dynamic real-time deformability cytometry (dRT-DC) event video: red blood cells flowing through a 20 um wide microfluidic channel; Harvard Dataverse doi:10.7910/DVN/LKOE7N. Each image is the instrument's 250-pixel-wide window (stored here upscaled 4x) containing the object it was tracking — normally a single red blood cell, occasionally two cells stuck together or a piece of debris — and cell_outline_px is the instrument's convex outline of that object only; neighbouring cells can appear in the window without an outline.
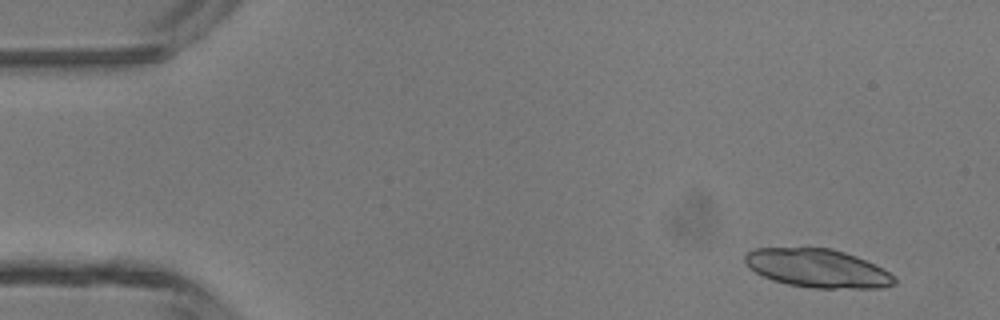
{"species": "common noctule bat (a hibernating species)", "species_latin": "Nyctalus noctula", "temperature_condition": "room temperature", "stored_images_in_passage": 46, "camera_frame_rate_fps": 3000, "um_per_image_px": 0.085, "animal": {"sex": "male", "body_mass_g": 13.3}, "frame": {"image": 1, "passage_image": 3, "time_ms": 0.667, "image_size_px": [1000, 320], "cell_outline_px": [[896, 284], [880, 288], [812, 288], [788, 284], [772, 280], [748, 268], [744, 260], [744, 256], [748, 252], [756, 248], [832, 248], [856, 256], [888, 272], [896, 280]], "centroid_in_image_um": [69.45, 22.81], "position_along_channel_um": 15.5, "area_um2": 33.23}}
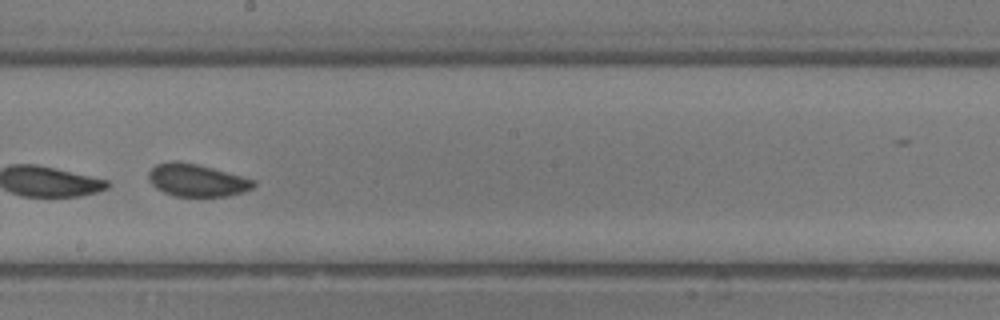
{"frame": {"image": 2, "passage_image": 26, "time_ms": 8.333, "image_size_px": [1000, 320], "cell_outline_px": [[256, 184], [252, 188], [244, 192], [228, 196], [172, 196], [156, 188], [152, 184], [148, 176], [148, 172], [156, 164], [172, 160], [176, 160], [196, 164], [212, 168], [256, 180]], "centroid_in_image_um": [16.72, 15.32], "position_along_channel_um": 231.5, "area_um2": 19.88}, "authors_computed_cell_mechanics": {"area_um2": 27.0215, "velocity_mm_per_s": 4.3303, "shape_relaxation_time_tau1_ms": 1.3838, "shape_relaxation_time_tau2_ms": 3.185, "deformation_change_tau1": 0.0807, "deformation_change_tau2": 0.0655}}